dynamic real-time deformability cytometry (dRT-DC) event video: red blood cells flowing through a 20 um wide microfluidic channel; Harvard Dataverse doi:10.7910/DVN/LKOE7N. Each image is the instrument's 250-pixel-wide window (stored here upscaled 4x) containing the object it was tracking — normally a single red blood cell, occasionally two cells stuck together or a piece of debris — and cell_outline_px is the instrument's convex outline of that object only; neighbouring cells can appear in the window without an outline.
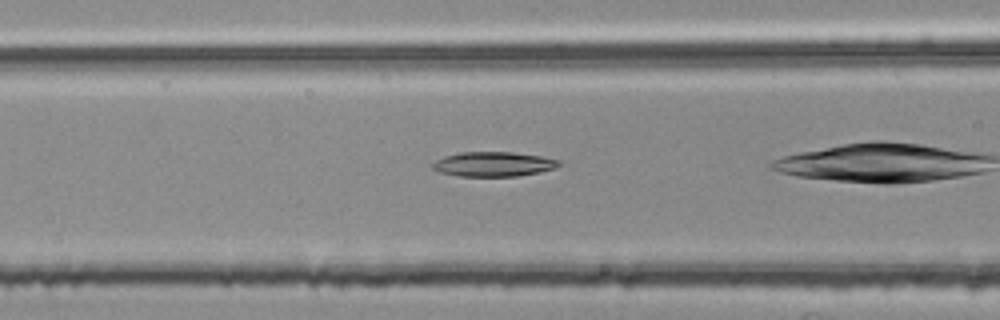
{"species": "common noctule bat (a hibernating species)", "species_latin": "Nyctalus noctula", "temperature_condition": "room temperature", "stored_images_in_passage": 40, "camera_frame_rate_fps": 3000, "um_per_image_px": 0.085, "animal": {"sex": "female", "body_mass_g": 25.1}, "frame": {"image": 1, "passage_image": 19, "time_ms": 6.0, "image_size_px": [1000, 320], "cell_outline_px": [[560, 164], [552, 168], [540, 172], [516, 176], [460, 176], [440, 172], [432, 168], [432, 164], [436, 160], [444, 156], [460, 152], [512, 152], [540, 156], [560, 160]], "centroid_in_image_um": [41.91, 13.95], "position_along_channel_um": 124.7, "area_um2": 17.98}}
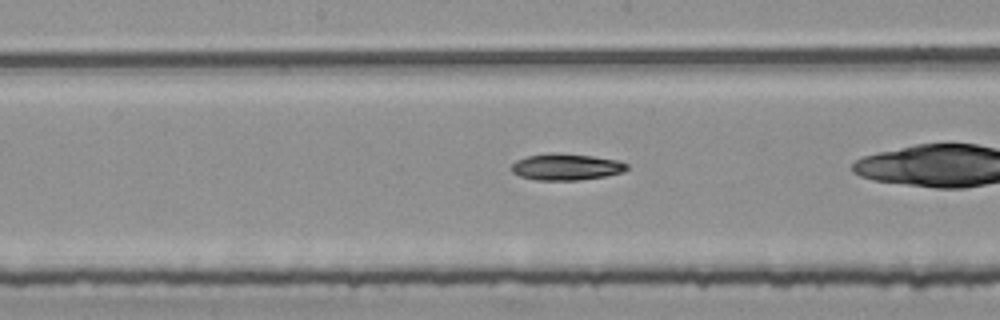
{"frame": {"image": 2, "passage_image": 25, "time_ms": 8.0, "image_size_px": [1000, 320], "cell_outline_px": [[628, 168], [624, 172], [604, 176], [580, 180], [536, 180], [520, 176], [512, 172], [512, 164], [516, 160], [528, 156], [548, 152], [552, 152], [592, 156], [616, 160], [628, 164]], "centroid_in_image_um": [48.11, 14.18], "position_along_channel_um": 200.1, "area_um2": 17.8}}
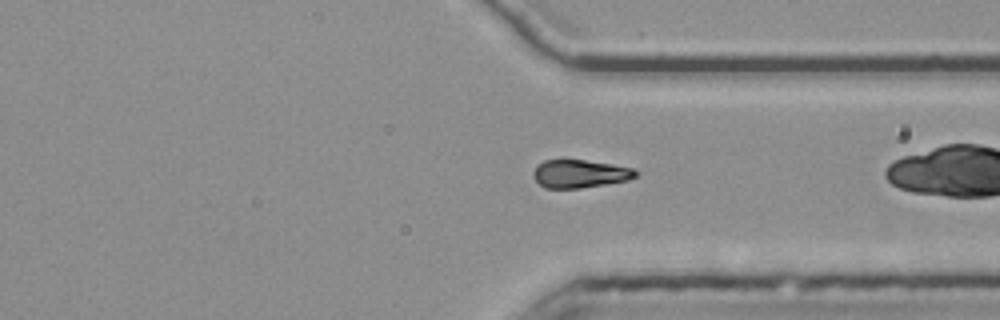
{"frame": {"image": 3, "passage_image": 38, "time_ms": 12.333, "image_size_px": [1000, 320], "cell_outline_px": [[636, 176], [628, 180], [580, 188], [544, 188], [532, 176], [532, 172], [536, 164], [544, 160], [584, 160], [612, 164], [632, 168], [636, 172]], "centroid_in_image_um": [49.23, 14.76], "position_along_channel_um": 362.2, "area_um2": 16.65}}